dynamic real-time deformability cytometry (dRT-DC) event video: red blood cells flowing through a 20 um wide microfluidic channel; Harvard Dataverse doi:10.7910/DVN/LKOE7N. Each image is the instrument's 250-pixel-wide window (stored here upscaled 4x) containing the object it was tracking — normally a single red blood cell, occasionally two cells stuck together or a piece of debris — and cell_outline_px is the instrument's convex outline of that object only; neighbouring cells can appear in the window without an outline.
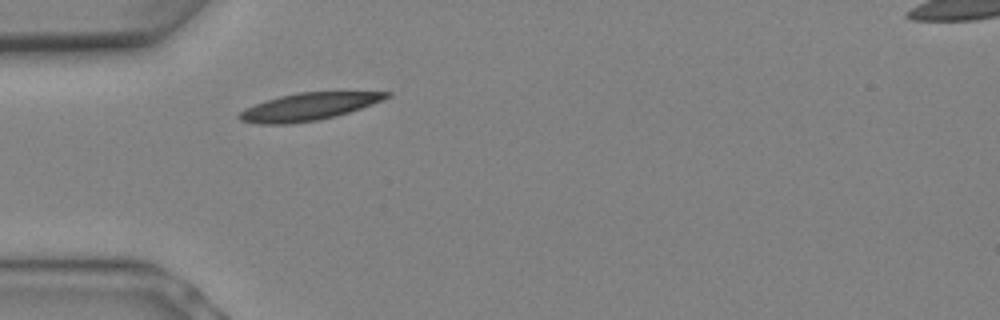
{"species": "Egyptian fruit bat (a non-hibernating species)", "species_latin": "Rousettus aegyptiacus", "temperature_condition": "warm", "stored_images_in_passage": 1, "camera_frame_rate_fps": 3000, "um_per_image_px": 0.085, "animal": {"sex": "female"}, "frame": {"image": 1, "passage_image": 1, "time_ms": 0.0, "image_size_px": [1000, 320], "cell_outline_px": [[392, 96], [384, 100], [336, 116], [316, 120], [288, 124], [260, 124], [240, 120], [236, 116], [244, 108], [280, 96], [296, 92], [392, 92]], "centroid_in_image_um": [26.22, 9.06], "position_along_channel_um": 58.8, "area_um2": 23.29}}